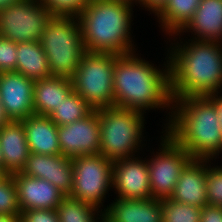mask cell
Wrapping results in <instances>:
<instances>
[{
    "instance_id": "484cf974",
    "label": "cell",
    "mask_w": 222,
    "mask_h": 222,
    "mask_svg": "<svg viewBox=\"0 0 222 222\" xmlns=\"http://www.w3.org/2000/svg\"><path fill=\"white\" fill-rule=\"evenodd\" d=\"M163 222H200L201 208L165 198L161 200Z\"/></svg>"
},
{
    "instance_id": "9c48e42d",
    "label": "cell",
    "mask_w": 222,
    "mask_h": 222,
    "mask_svg": "<svg viewBox=\"0 0 222 222\" xmlns=\"http://www.w3.org/2000/svg\"><path fill=\"white\" fill-rule=\"evenodd\" d=\"M53 16L40 0H20L0 9V37L16 43L40 41Z\"/></svg>"
},
{
    "instance_id": "d4e9b609",
    "label": "cell",
    "mask_w": 222,
    "mask_h": 222,
    "mask_svg": "<svg viewBox=\"0 0 222 222\" xmlns=\"http://www.w3.org/2000/svg\"><path fill=\"white\" fill-rule=\"evenodd\" d=\"M94 109L74 90L48 116L57 126L70 124L90 115Z\"/></svg>"
},
{
    "instance_id": "d6a6232c",
    "label": "cell",
    "mask_w": 222,
    "mask_h": 222,
    "mask_svg": "<svg viewBox=\"0 0 222 222\" xmlns=\"http://www.w3.org/2000/svg\"><path fill=\"white\" fill-rule=\"evenodd\" d=\"M167 1L168 0H135V3L156 15L165 6Z\"/></svg>"
},
{
    "instance_id": "f1b7e54d",
    "label": "cell",
    "mask_w": 222,
    "mask_h": 222,
    "mask_svg": "<svg viewBox=\"0 0 222 222\" xmlns=\"http://www.w3.org/2000/svg\"><path fill=\"white\" fill-rule=\"evenodd\" d=\"M211 162L207 160V204L222 207V167L221 165L212 167Z\"/></svg>"
},
{
    "instance_id": "5bb4252c",
    "label": "cell",
    "mask_w": 222,
    "mask_h": 222,
    "mask_svg": "<svg viewBox=\"0 0 222 222\" xmlns=\"http://www.w3.org/2000/svg\"><path fill=\"white\" fill-rule=\"evenodd\" d=\"M21 173L29 177L47 180L65 196L72 192V159L62 154L44 155L31 152Z\"/></svg>"
},
{
    "instance_id": "e0dca14e",
    "label": "cell",
    "mask_w": 222,
    "mask_h": 222,
    "mask_svg": "<svg viewBox=\"0 0 222 222\" xmlns=\"http://www.w3.org/2000/svg\"><path fill=\"white\" fill-rule=\"evenodd\" d=\"M207 159H192L182 170L170 199L203 208L207 205Z\"/></svg>"
},
{
    "instance_id": "f546056e",
    "label": "cell",
    "mask_w": 222,
    "mask_h": 222,
    "mask_svg": "<svg viewBox=\"0 0 222 222\" xmlns=\"http://www.w3.org/2000/svg\"><path fill=\"white\" fill-rule=\"evenodd\" d=\"M17 61V43L0 37V73L14 71Z\"/></svg>"
},
{
    "instance_id": "277c9868",
    "label": "cell",
    "mask_w": 222,
    "mask_h": 222,
    "mask_svg": "<svg viewBox=\"0 0 222 222\" xmlns=\"http://www.w3.org/2000/svg\"><path fill=\"white\" fill-rule=\"evenodd\" d=\"M134 4L128 0H91L77 17L86 52L115 55L135 52L131 34Z\"/></svg>"
},
{
    "instance_id": "8fae6325",
    "label": "cell",
    "mask_w": 222,
    "mask_h": 222,
    "mask_svg": "<svg viewBox=\"0 0 222 222\" xmlns=\"http://www.w3.org/2000/svg\"><path fill=\"white\" fill-rule=\"evenodd\" d=\"M62 155L68 158L98 155L100 151V122L97 110L70 124L58 126Z\"/></svg>"
},
{
    "instance_id": "cb8c5ba5",
    "label": "cell",
    "mask_w": 222,
    "mask_h": 222,
    "mask_svg": "<svg viewBox=\"0 0 222 222\" xmlns=\"http://www.w3.org/2000/svg\"><path fill=\"white\" fill-rule=\"evenodd\" d=\"M56 212L59 222H104L103 209L99 210L69 195L60 201Z\"/></svg>"
},
{
    "instance_id": "52a82bcc",
    "label": "cell",
    "mask_w": 222,
    "mask_h": 222,
    "mask_svg": "<svg viewBox=\"0 0 222 222\" xmlns=\"http://www.w3.org/2000/svg\"><path fill=\"white\" fill-rule=\"evenodd\" d=\"M115 54L86 52L71 79L73 90L94 110L114 106Z\"/></svg>"
},
{
    "instance_id": "4fadbf2b",
    "label": "cell",
    "mask_w": 222,
    "mask_h": 222,
    "mask_svg": "<svg viewBox=\"0 0 222 222\" xmlns=\"http://www.w3.org/2000/svg\"><path fill=\"white\" fill-rule=\"evenodd\" d=\"M33 85L34 81L21 73H0V99L11 120L21 121L34 114Z\"/></svg>"
},
{
    "instance_id": "1f68e13d",
    "label": "cell",
    "mask_w": 222,
    "mask_h": 222,
    "mask_svg": "<svg viewBox=\"0 0 222 222\" xmlns=\"http://www.w3.org/2000/svg\"><path fill=\"white\" fill-rule=\"evenodd\" d=\"M200 222H222V207L207 204L201 208Z\"/></svg>"
},
{
    "instance_id": "ac0fdd59",
    "label": "cell",
    "mask_w": 222,
    "mask_h": 222,
    "mask_svg": "<svg viewBox=\"0 0 222 222\" xmlns=\"http://www.w3.org/2000/svg\"><path fill=\"white\" fill-rule=\"evenodd\" d=\"M104 222H163L160 199H114L103 210Z\"/></svg>"
},
{
    "instance_id": "836d02e7",
    "label": "cell",
    "mask_w": 222,
    "mask_h": 222,
    "mask_svg": "<svg viewBox=\"0 0 222 222\" xmlns=\"http://www.w3.org/2000/svg\"><path fill=\"white\" fill-rule=\"evenodd\" d=\"M213 94L211 95V97L215 100V104L217 106V111H218V115H219V122L222 128V94Z\"/></svg>"
},
{
    "instance_id": "f35d334b",
    "label": "cell",
    "mask_w": 222,
    "mask_h": 222,
    "mask_svg": "<svg viewBox=\"0 0 222 222\" xmlns=\"http://www.w3.org/2000/svg\"><path fill=\"white\" fill-rule=\"evenodd\" d=\"M2 159H3V156H2V151H1V148H0V164H2Z\"/></svg>"
},
{
    "instance_id": "2e32d148",
    "label": "cell",
    "mask_w": 222,
    "mask_h": 222,
    "mask_svg": "<svg viewBox=\"0 0 222 222\" xmlns=\"http://www.w3.org/2000/svg\"><path fill=\"white\" fill-rule=\"evenodd\" d=\"M184 32H191L192 40L222 43V0H201L188 23L171 35L172 42Z\"/></svg>"
},
{
    "instance_id": "7402d4cb",
    "label": "cell",
    "mask_w": 222,
    "mask_h": 222,
    "mask_svg": "<svg viewBox=\"0 0 222 222\" xmlns=\"http://www.w3.org/2000/svg\"><path fill=\"white\" fill-rule=\"evenodd\" d=\"M14 71L34 82L51 76L46 53L39 41L17 43V61Z\"/></svg>"
},
{
    "instance_id": "8992f818",
    "label": "cell",
    "mask_w": 222,
    "mask_h": 222,
    "mask_svg": "<svg viewBox=\"0 0 222 222\" xmlns=\"http://www.w3.org/2000/svg\"><path fill=\"white\" fill-rule=\"evenodd\" d=\"M39 42L46 53L50 75L72 79L86 53L77 17L53 16Z\"/></svg>"
},
{
    "instance_id": "44dd1931",
    "label": "cell",
    "mask_w": 222,
    "mask_h": 222,
    "mask_svg": "<svg viewBox=\"0 0 222 222\" xmlns=\"http://www.w3.org/2000/svg\"><path fill=\"white\" fill-rule=\"evenodd\" d=\"M73 91L71 79L50 76L33 85L34 114L49 116Z\"/></svg>"
},
{
    "instance_id": "7c38bea8",
    "label": "cell",
    "mask_w": 222,
    "mask_h": 222,
    "mask_svg": "<svg viewBox=\"0 0 222 222\" xmlns=\"http://www.w3.org/2000/svg\"><path fill=\"white\" fill-rule=\"evenodd\" d=\"M120 159L113 163L112 188L116 198L152 199L147 159L141 157ZM118 196V197H117Z\"/></svg>"
},
{
    "instance_id": "83f0119b",
    "label": "cell",
    "mask_w": 222,
    "mask_h": 222,
    "mask_svg": "<svg viewBox=\"0 0 222 222\" xmlns=\"http://www.w3.org/2000/svg\"><path fill=\"white\" fill-rule=\"evenodd\" d=\"M54 16L78 17L91 0H40Z\"/></svg>"
},
{
    "instance_id": "4316f807",
    "label": "cell",
    "mask_w": 222,
    "mask_h": 222,
    "mask_svg": "<svg viewBox=\"0 0 222 222\" xmlns=\"http://www.w3.org/2000/svg\"><path fill=\"white\" fill-rule=\"evenodd\" d=\"M0 214H21L13 175H8L0 182Z\"/></svg>"
},
{
    "instance_id": "5b68a950",
    "label": "cell",
    "mask_w": 222,
    "mask_h": 222,
    "mask_svg": "<svg viewBox=\"0 0 222 222\" xmlns=\"http://www.w3.org/2000/svg\"><path fill=\"white\" fill-rule=\"evenodd\" d=\"M97 112L100 122L99 154L113 162L136 156L144 147L145 115L117 106L97 109Z\"/></svg>"
},
{
    "instance_id": "ba28073f",
    "label": "cell",
    "mask_w": 222,
    "mask_h": 222,
    "mask_svg": "<svg viewBox=\"0 0 222 222\" xmlns=\"http://www.w3.org/2000/svg\"><path fill=\"white\" fill-rule=\"evenodd\" d=\"M113 163L101 154L72 158L73 186L69 196L98 209L103 207L112 188Z\"/></svg>"
},
{
    "instance_id": "d590c367",
    "label": "cell",
    "mask_w": 222,
    "mask_h": 222,
    "mask_svg": "<svg viewBox=\"0 0 222 222\" xmlns=\"http://www.w3.org/2000/svg\"><path fill=\"white\" fill-rule=\"evenodd\" d=\"M0 222H20V215L0 214Z\"/></svg>"
},
{
    "instance_id": "ffe728a7",
    "label": "cell",
    "mask_w": 222,
    "mask_h": 222,
    "mask_svg": "<svg viewBox=\"0 0 222 222\" xmlns=\"http://www.w3.org/2000/svg\"><path fill=\"white\" fill-rule=\"evenodd\" d=\"M21 121L30 152L44 155L62 154L58 126L48 116L33 114Z\"/></svg>"
},
{
    "instance_id": "d6986e66",
    "label": "cell",
    "mask_w": 222,
    "mask_h": 222,
    "mask_svg": "<svg viewBox=\"0 0 222 222\" xmlns=\"http://www.w3.org/2000/svg\"><path fill=\"white\" fill-rule=\"evenodd\" d=\"M0 148L4 170L9 175L21 172L31 153L22 121L12 120L0 127Z\"/></svg>"
},
{
    "instance_id": "7a4b0ae2",
    "label": "cell",
    "mask_w": 222,
    "mask_h": 222,
    "mask_svg": "<svg viewBox=\"0 0 222 222\" xmlns=\"http://www.w3.org/2000/svg\"><path fill=\"white\" fill-rule=\"evenodd\" d=\"M181 38L171 43L170 94L172 101L189 96H211L222 91V43Z\"/></svg>"
},
{
    "instance_id": "74e56055",
    "label": "cell",
    "mask_w": 222,
    "mask_h": 222,
    "mask_svg": "<svg viewBox=\"0 0 222 222\" xmlns=\"http://www.w3.org/2000/svg\"><path fill=\"white\" fill-rule=\"evenodd\" d=\"M9 174L4 170L3 164H0V182L6 178Z\"/></svg>"
},
{
    "instance_id": "e575fe53",
    "label": "cell",
    "mask_w": 222,
    "mask_h": 222,
    "mask_svg": "<svg viewBox=\"0 0 222 222\" xmlns=\"http://www.w3.org/2000/svg\"><path fill=\"white\" fill-rule=\"evenodd\" d=\"M12 120L7 115L6 110L3 107L2 101L0 99V127L5 126L10 123Z\"/></svg>"
},
{
    "instance_id": "30bf717a",
    "label": "cell",
    "mask_w": 222,
    "mask_h": 222,
    "mask_svg": "<svg viewBox=\"0 0 222 222\" xmlns=\"http://www.w3.org/2000/svg\"><path fill=\"white\" fill-rule=\"evenodd\" d=\"M160 137V147L152 158H147L152 197L170 198L184 167L193 159L165 131Z\"/></svg>"
},
{
    "instance_id": "3957f363",
    "label": "cell",
    "mask_w": 222,
    "mask_h": 222,
    "mask_svg": "<svg viewBox=\"0 0 222 222\" xmlns=\"http://www.w3.org/2000/svg\"><path fill=\"white\" fill-rule=\"evenodd\" d=\"M167 116L164 131L193 159H219L222 128L211 96L177 98L173 100L172 110Z\"/></svg>"
},
{
    "instance_id": "9a60e30c",
    "label": "cell",
    "mask_w": 222,
    "mask_h": 222,
    "mask_svg": "<svg viewBox=\"0 0 222 222\" xmlns=\"http://www.w3.org/2000/svg\"><path fill=\"white\" fill-rule=\"evenodd\" d=\"M17 186L21 211L30 209H56L65 197L52 183L41 178H33L21 172L12 174Z\"/></svg>"
},
{
    "instance_id": "603a6c76",
    "label": "cell",
    "mask_w": 222,
    "mask_h": 222,
    "mask_svg": "<svg viewBox=\"0 0 222 222\" xmlns=\"http://www.w3.org/2000/svg\"><path fill=\"white\" fill-rule=\"evenodd\" d=\"M201 0H168L155 15L159 27L169 37L178 33L192 18Z\"/></svg>"
},
{
    "instance_id": "4dcf8cb0",
    "label": "cell",
    "mask_w": 222,
    "mask_h": 222,
    "mask_svg": "<svg viewBox=\"0 0 222 222\" xmlns=\"http://www.w3.org/2000/svg\"><path fill=\"white\" fill-rule=\"evenodd\" d=\"M20 222H59L56 209H30L21 211Z\"/></svg>"
},
{
    "instance_id": "6da1fadb",
    "label": "cell",
    "mask_w": 222,
    "mask_h": 222,
    "mask_svg": "<svg viewBox=\"0 0 222 222\" xmlns=\"http://www.w3.org/2000/svg\"><path fill=\"white\" fill-rule=\"evenodd\" d=\"M138 55V56H137ZM160 69L135 52L115 55L113 89L114 106L137 110L143 114L153 109L172 110L170 94V60L165 57ZM165 67V68H164Z\"/></svg>"
},
{
    "instance_id": "8d00e7d4",
    "label": "cell",
    "mask_w": 222,
    "mask_h": 222,
    "mask_svg": "<svg viewBox=\"0 0 222 222\" xmlns=\"http://www.w3.org/2000/svg\"><path fill=\"white\" fill-rule=\"evenodd\" d=\"M20 0H0V9L9 6L10 4L16 3Z\"/></svg>"
}]
</instances>
